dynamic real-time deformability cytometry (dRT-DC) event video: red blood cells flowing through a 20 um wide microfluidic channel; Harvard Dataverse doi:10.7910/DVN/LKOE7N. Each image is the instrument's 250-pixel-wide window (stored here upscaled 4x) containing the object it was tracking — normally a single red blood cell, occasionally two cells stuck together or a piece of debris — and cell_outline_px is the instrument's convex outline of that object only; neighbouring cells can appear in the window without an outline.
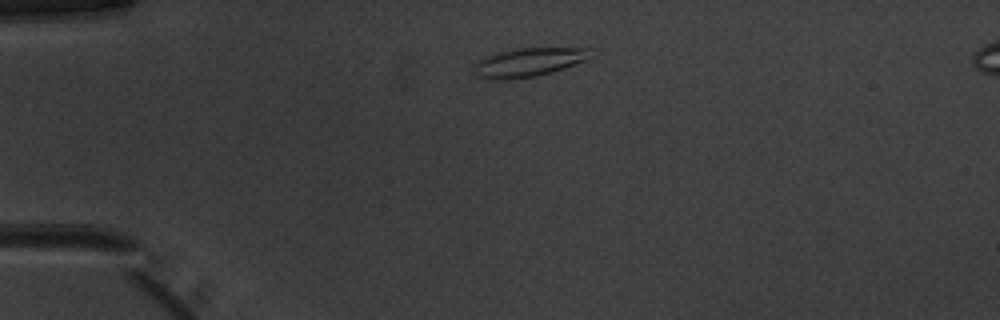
{"species": "common noctule bat (a hibernating species)", "species_latin": "Nyctalus noctula", "temperature_condition": "warm", "stored_images_in_passage": 40, "camera_frame_rate_fps": 3000, "um_per_image_px": 0.085, "animal": {"sex": "male", "body_mass_g": 20.1, "forearm_length_mm": 53.5}, "frame": {"image": 1, "passage_image": 1, "time_ms": 0.0, "image_size_px": [1000, 320], "cell_outline_px": [[592, 48], [588, 60], [552, 72], [536, 76], [500, 80], [488, 80], [476, 76], [472, 64], [496, 52], [516, 48]], "centroid_in_image_um": [44.9, 5.3], "position_along_channel_um": 40.1, "area_um2": 19.65}}
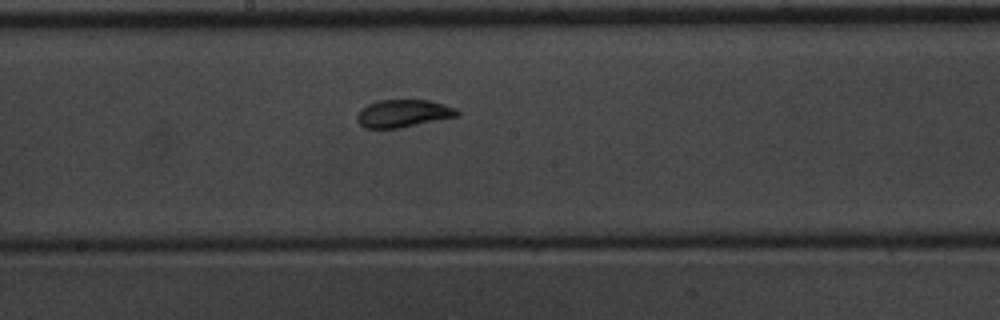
{"frame": {"image": 2, "passage_image": 17, "time_ms": 5.333, "image_size_px": [1000, 320], "cell_outline_px": [[460, 116], [400, 128], [364, 128], [356, 120], [356, 116], [368, 104], [380, 100], [428, 100], [444, 104], [456, 108], [460, 112]], "centroid_in_image_um": [34.32, 9.65], "position_along_channel_um": 213.9, "area_um2": 16.13}}
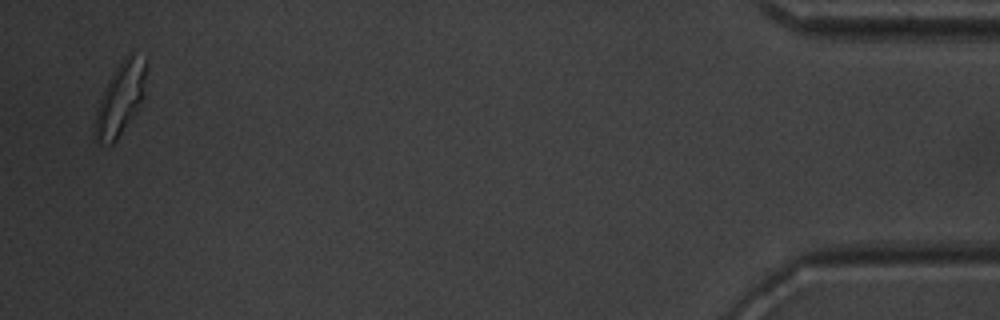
{"frame": {"image": 3, "passage_image": 39, "time_ms": 12.667, "image_size_px": [1000, 320], "cell_outline_px": [[148, 60], [144, 96], [140, 104], [116, 140], [112, 144], [100, 144], [96, 140], [96, 108], [104, 88], [112, 72], [124, 56], [128, 52]], "centroid_in_image_um": [10.26, 8.32], "position_along_channel_um": 424.9, "area_um2": 21.5}, "authors_computed_cell_mechanics": {"area_um2": 16.2418, "velocity_mm_per_s": 3.9388, "shape_relaxation_time_tau1_ms": 3.5819, "shape_relaxation_time_tau2_ms": 1.061, "deformation_change_tau1": 0.1495, "deformation_change_tau2": 0.0434}}